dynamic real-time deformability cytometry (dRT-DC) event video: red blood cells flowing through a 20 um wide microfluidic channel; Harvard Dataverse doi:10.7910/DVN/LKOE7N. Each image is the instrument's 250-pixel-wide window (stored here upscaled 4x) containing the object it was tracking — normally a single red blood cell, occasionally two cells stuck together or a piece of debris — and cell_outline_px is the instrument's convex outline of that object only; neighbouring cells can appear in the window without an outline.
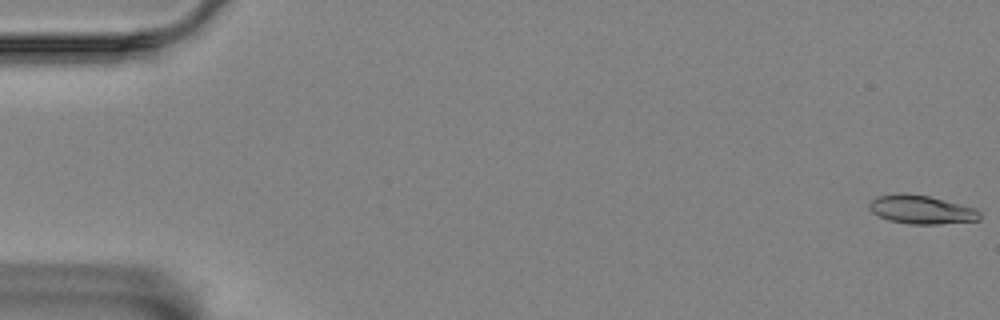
{"species": "Egyptian fruit bat (a non-hibernating species)", "species_latin": "Rousettus aegyptiacus", "temperature_condition": "room temperature", "stored_images_in_passage": 15, "camera_frame_rate_fps": 3000, "um_per_image_px": 0.085, "animal": {"sex": "female"}, "frame": {"image": 1, "passage_image": 1, "time_ms": 0.0, "image_size_px": [1000, 320], "cell_outline_px": [[980, 220], [940, 224], [908, 224], [888, 220], [872, 212], [868, 208], [868, 204], [876, 196], [900, 192], [904, 192], [928, 196], [976, 208], [980, 212]], "centroid_in_image_um": [78.29, 17.81], "position_along_channel_um": 6.7, "area_um2": 18.55}}